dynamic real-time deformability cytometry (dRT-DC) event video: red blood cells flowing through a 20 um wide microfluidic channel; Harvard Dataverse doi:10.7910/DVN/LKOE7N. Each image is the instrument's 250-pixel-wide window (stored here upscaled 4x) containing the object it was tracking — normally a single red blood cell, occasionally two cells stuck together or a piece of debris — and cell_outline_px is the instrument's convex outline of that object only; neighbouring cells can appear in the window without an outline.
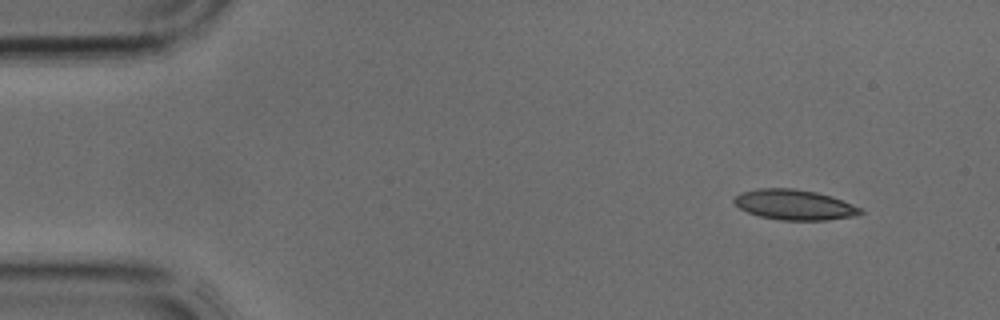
{"species": "common noctule bat (a hibernating species)", "species_latin": "Nyctalus noctula", "temperature_condition": "cold", "stored_images_in_passage": 3, "camera_frame_rate_fps": 3000, "um_per_image_px": 0.085, "animal": {"sex": "male", "body_mass_g": 17.9, "forearm_length_mm": 54.2}, "frame": {"image": 1, "passage_image": 1, "time_ms": 0.0, "image_size_px": [1000, 320], "cell_outline_px": [[864, 212], [856, 216], [828, 220], [780, 220], [760, 216], [748, 212], [740, 208], [732, 200], [740, 192], [756, 188], [796, 188], [816, 192], [832, 196], [852, 204], [860, 208]], "centroid_in_image_um": [67.52, 17.39], "position_along_channel_um": 17.5, "area_um2": 22.37}}
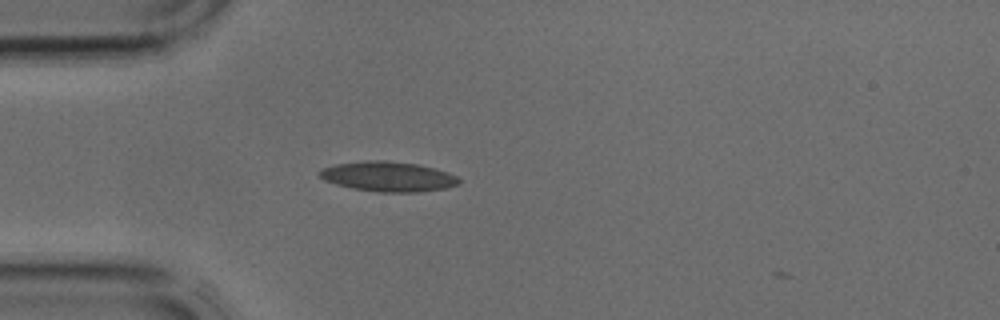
{"frame": {"image": 2, "passage_image": 3, "time_ms": 0.667, "image_size_px": [1000, 320], "cell_outline_px": [[460, 184], [444, 188], [420, 192], [376, 192], [352, 188], [336, 184], [324, 180], [316, 172], [324, 168], [336, 164], [364, 160], [384, 160], [416, 164], [448, 172], [456, 176], [460, 180]], "centroid_in_image_um": [32.97, 15.01], "position_along_channel_um": 52.0, "area_um2": 24.28}}